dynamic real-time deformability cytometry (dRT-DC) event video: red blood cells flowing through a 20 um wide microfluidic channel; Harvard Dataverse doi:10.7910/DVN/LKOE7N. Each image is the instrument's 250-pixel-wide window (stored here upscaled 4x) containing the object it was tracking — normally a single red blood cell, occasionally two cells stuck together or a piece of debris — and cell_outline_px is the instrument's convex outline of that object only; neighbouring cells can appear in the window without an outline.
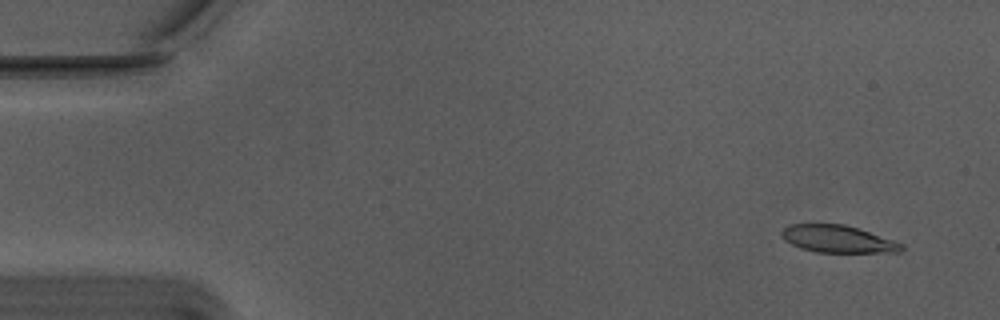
{"species": "Egyptian fruit bat (a non-hibernating species)", "species_latin": "Rousettus aegyptiacus", "temperature_condition": "warm", "stored_images_in_passage": 18, "camera_frame_rate_fps": 3000, "um_per_image_px": 0.085, "animal": {"sex": "male"}, "frame": {"image": 1, "passage_image": 4, "time_ms": 1.0, "image_size_px": [1000, 320], "cell_outline_px": [[904, 248], [900, 252], [816, 252], [800, 248], [784, 240], [780, 232], [788, 224], [844, 224], [904, 244]], "centroid_in_image_um": [71.17, 20.32], "position_along_channel_um": 13.8, "area_um2": 18.84}}
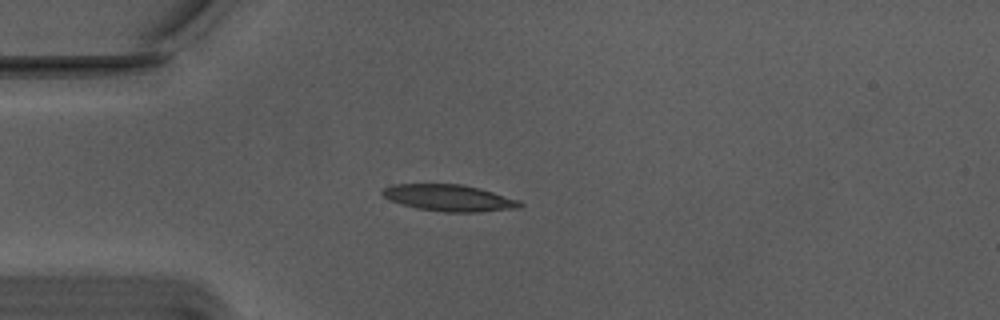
{"frame": {"image": 2, "passage_image": 15, "time_ms": 4.667, "image_size_px": [1000, 320], "cell_outline_px": [[524, 204], [520, 208], [480, 212], [444, 212], [416, 208], [400, 204], [388, 200], [380, 192], [384, 188], [392, 184], [464, 184], [480, 188], [520, 200]], "centroid_in_image_um": [38.18, 16.82], "position_along_channel_um": 46.8, "area_um2": 21.56}}